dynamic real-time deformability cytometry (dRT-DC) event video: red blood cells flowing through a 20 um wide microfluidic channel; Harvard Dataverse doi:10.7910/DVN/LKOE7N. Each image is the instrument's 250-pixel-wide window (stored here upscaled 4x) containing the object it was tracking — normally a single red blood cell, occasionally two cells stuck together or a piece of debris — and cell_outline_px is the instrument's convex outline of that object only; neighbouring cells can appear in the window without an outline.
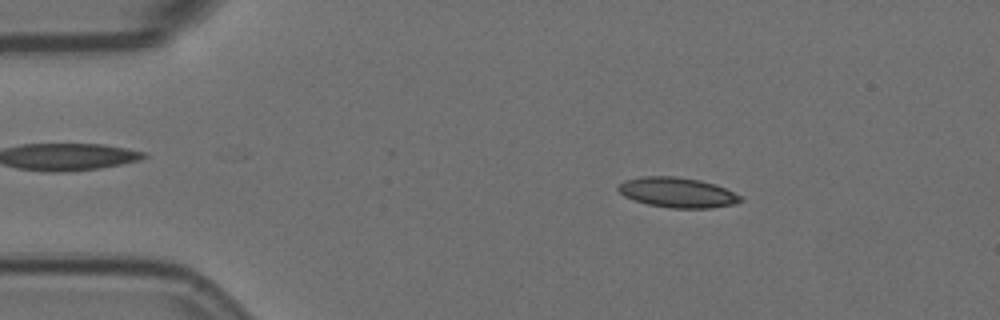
{"species": "Egyptian fruit bat (a non-hibernating species)", "species_latin": "Rousettus aegyptiacus", "temperature_condition": "room temperature", "stored_images_in_passage": 4, "camera_frame_rate_fps": 3000, "um_per_image_px": 0.085, "animal": {"sex": "female"}, "frame": {"image": 1, "passage_image": 2, "time_ms": 0.333, "image_size_px": [1000, 320], "cell_outline_px": [[744, 200], [736, 204], [712, 208], [672, 208], [648, 204], [624, 196], [616, 188], [624, 180], [640, 176], [676, 176], [700, 180], [716, 184], [740, 196]], "centroid_in_image_um": [57.58, 16.35], "position_along_channel_um": 27.4, "area_um2": 21.44}}